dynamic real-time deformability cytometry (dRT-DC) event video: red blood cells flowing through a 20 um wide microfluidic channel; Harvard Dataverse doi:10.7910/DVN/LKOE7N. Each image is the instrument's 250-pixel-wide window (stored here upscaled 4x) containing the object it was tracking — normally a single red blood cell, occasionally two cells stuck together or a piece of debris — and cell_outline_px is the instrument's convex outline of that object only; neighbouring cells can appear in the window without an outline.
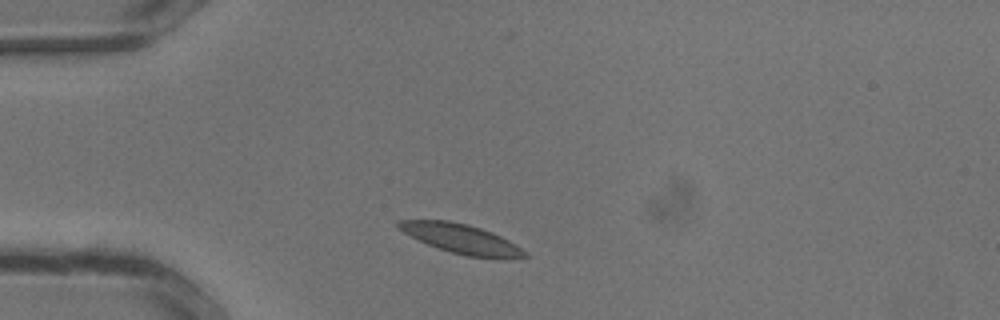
{"species": "common noctule bat (a hibernating species)", "species_latin": "Nyctalus noctula", "temperature_condition": "warm", "stored_images_in_passage": 24, "camera_frame_rate_fps": 3000, "um_per_image_px": 0.085, "animal": {"sex": "male", "body_mass_g": 13.3}, "frame": {"image": 1, "passage_image": 2, "time_ms": 0.333, "image_size_px": [1000, 320], "cell_outline_px": [[528, 256], [500, 260], [468, 256], [452, 252], [428, 244], [404, 232], [396, 224], [400, 220], [448, 220], [468, 224], [492, 232], [508, 240], [528, 252]], "centroid_in_image_um": [39.29, 20.31], "position_along_channel_um": 45.7, "area_um2": 21.5}}
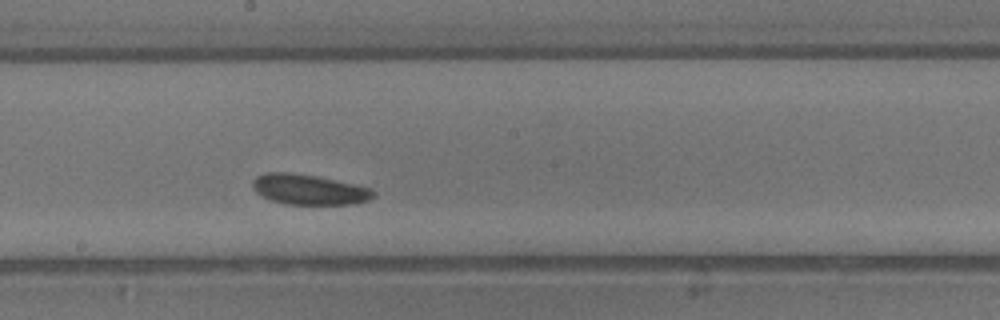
{"frame": {"image": 2, "passage_image": 12, "time_ms": 3.667, "image_size_px": [1000, 320], "cell_outline_px": [[376, 196], [368, 200], [356, 204], [284, 204], [272, 200], [256, 192], [252, 184], [252, 180], [256, 176], [264, 172], [288, 172], [316, 176], [356, 184], [372, 188], [376, 192]], "centroid_in_image_um": [26.3, 16.1], "position_along_channel_um": 221.9, "area_um2": 21.44}}
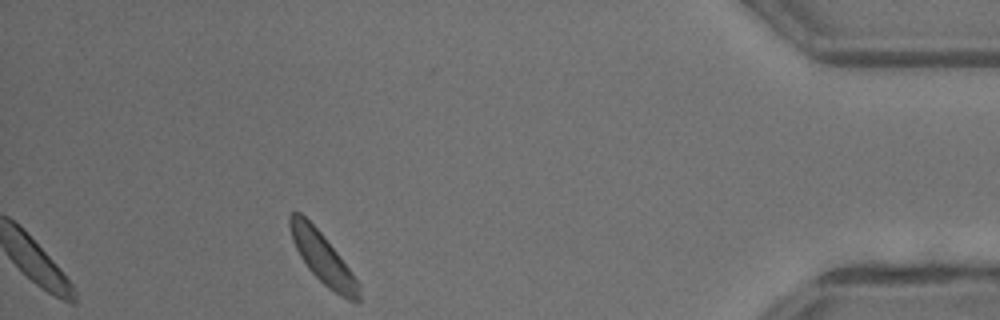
{"frame": {"image": 3, "passage_image": 24, "time_ms": 7.667, "image_size_px": [1000, 320], "cell_outline_px": [[360, 300], [348, 300], [340, 296], [328, 288], [308, 268], [300, 256], [292, 240], [288, 224], [288, 216], [292, 212], [300, 212], [320, 232], [340, 256], [352, 272], [360, 284]], "centroid_in_image_um": [27.42, 21.94], "position_along_channel_um": 407.8, "area_um2": 20.17}}